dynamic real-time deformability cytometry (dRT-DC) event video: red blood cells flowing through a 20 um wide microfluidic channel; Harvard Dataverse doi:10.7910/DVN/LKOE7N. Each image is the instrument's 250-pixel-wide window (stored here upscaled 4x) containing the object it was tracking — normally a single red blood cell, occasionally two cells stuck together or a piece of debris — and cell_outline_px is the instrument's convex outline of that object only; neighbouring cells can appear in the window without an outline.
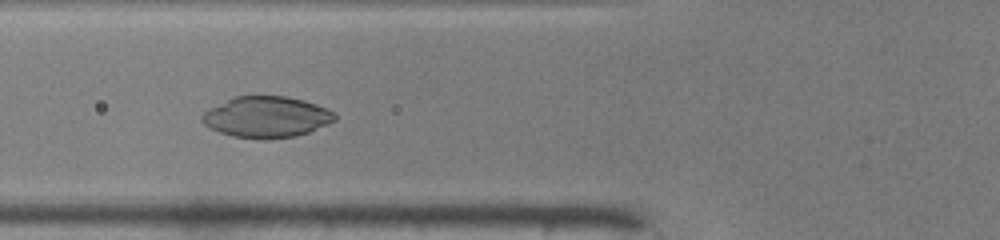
{"species": "common noctule bat (a hibernating species)", "species_latin": "Nyctalus noctula", "temperature_condition": "warm", "stored_images_in_passage": 46, "camera_frame_rate_fps": 3000, "um_per_image_px": 0.085, "animal": {"sex": "male", "body_mass_g": 19.0, "forearm_length_mm": 50.8}, "frame": {"image": 1, "passage_image": 16, "time_ms": 5.0, "image_size_px": [1000, 240], "cell_outline_px": [[336, 120], [328, 124], [308, 132], [296, 136], [268, 140], [264, 140], [232, 136], [220, 132], [204, 124], [200, 120], [200, 116], [208, 108], [236, 96], [284, 96], [304, 100], [316, 104], [336, 112]], "centroid_in_image_um": [22.66, 9.95], "position_along_channel_um": 103.1, "area_um2": 31.96}}
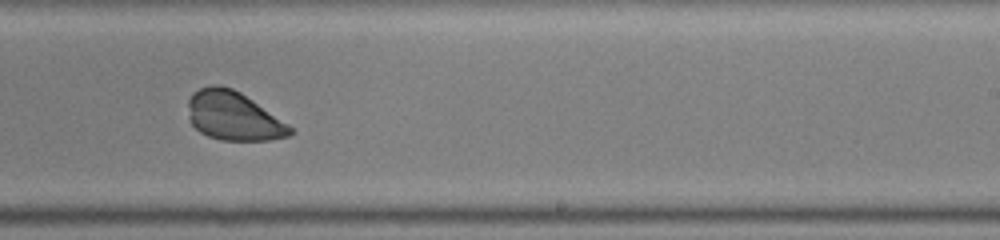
{"frame": {"image": 2, "passage_image": 28, "time_ms": 9.0, "image_size_px": [1000, 240], "cell_outline_px": [[292, 132], [288, 136], [268, 140], [220, 140], [208, 136], [200, 132], [192, 124], [188, 116], [188, 100], [192, 92], [200, 88], [212, 84], [220, 84], [232, 88], [240, 92], [288, 124], [292, 128]], "centroid_in_image_um": [19.79, 9.84], "position_along_channel_um": 269.2, "area_um2": 28.9}}
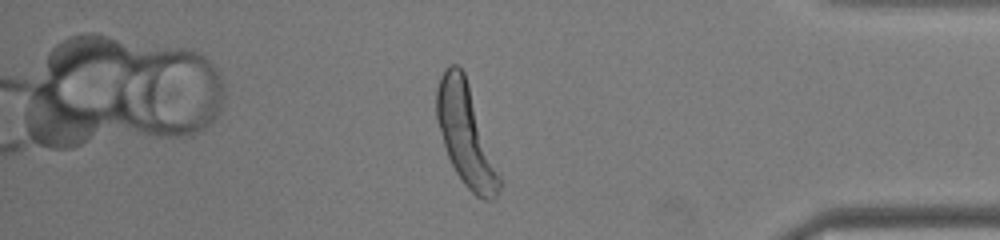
{"frame": {"image": 3, "passage_image": 39, "time_ms": 12.667, "image_size_px": [1000, 240], "cell_outline_px": [[500, 188], [496, 196], [492, 200], [484, 200], [476, 196], [464, 184], [456, 172], [448, 156], [436, 120], [436, 88], [440, 76], [444, 68], [452, 64], [456, 64], [464, 72], [500, 176]], "centroid_in_image_um": [39.55, 11.44], "position_along_channel_um": 395.6, "area_um2": 36.18}}